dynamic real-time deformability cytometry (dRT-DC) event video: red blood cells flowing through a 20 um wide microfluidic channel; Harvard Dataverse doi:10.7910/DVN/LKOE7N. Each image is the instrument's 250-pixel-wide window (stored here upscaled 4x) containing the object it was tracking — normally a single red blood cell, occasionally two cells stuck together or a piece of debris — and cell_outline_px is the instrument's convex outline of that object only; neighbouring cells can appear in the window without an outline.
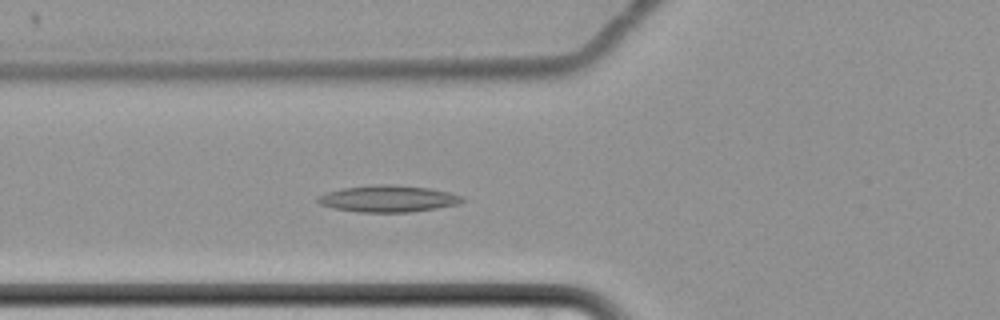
{"species": "common noctule bat (a hibernating species)", "species_latin": "Nyctalus noctula", "temperature_condition": "cold", "stored_images_in_passage": 57, "camera_frame_rate_fps": 3000, "um_per_image_px": 0.085, "animal": {"sex": "female", "body_mass_g": 22.7, "forearm_length_mm": 54.2}, "frame": {"image": 1, "passage_image": 19, "time_ms": 6.0, "image_size_px": [1000, 320], "cell_outline_px": [[464, 200], [456, 204], [436, 208], [408, 212], [360, 212], [336, 208], [320, 204], [316, 200], [320, 196], [328, 192], [344, 188], [376, 184], [388, 184], [428, 188], [448, 192], [464, 196]], "centroid_in_image_um": [33.01, 16.88], "position_along_channel_um": 92.8, "area_um2": 22.02}}
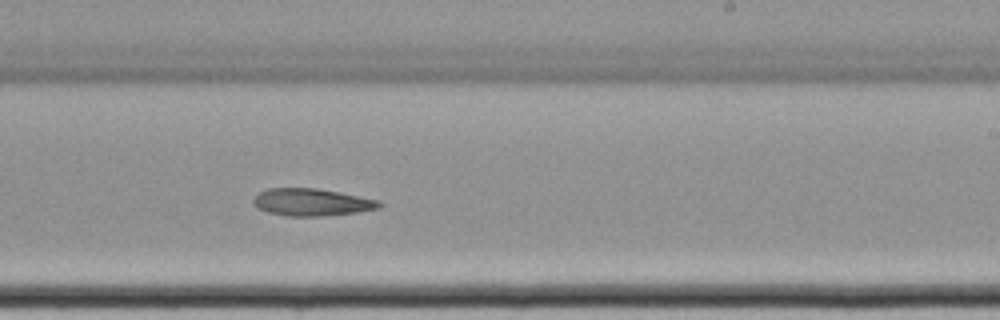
{"frame": {"image": 2, "passage_image": 34, "time_ms": 11.0, "image_size_px": [1000, 320], "cell_outline_px": [[384, 204], [380, 208], [356, 212], [320, 216], [288, 216], [268, 212], [256, 208], [252, 204], [252, 200], [260, 192], [268, 188], [316, 188], [380, 200]], "centroid_in_image_um": [26.48, 17.19], "position_along_channel_um": 262.5, "area_um2": 20.0}}
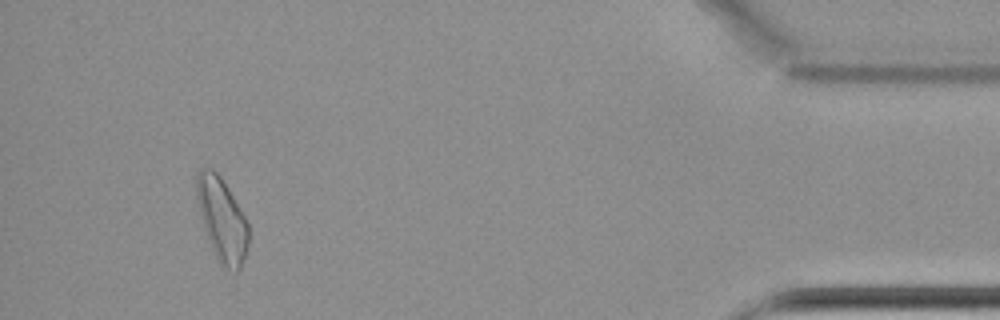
{"frame": {"image": 3, "passage_image": 53, "time_ms": 17.333, "image_size_px": [1000, 320], "cell_outline_px": [[248, 244], [240, 268], [236, 272], [228, 272], [220, 268], [208, 240], [200, 216], [196, 196], [196, 172], [200, 168], [212, 168], [220, 176], [244, 216], [248, 224]], "centroid_in_image_um": [18.83, 18.71], "position_along_channel_um": 416.4, "area_um2": 25.32}}